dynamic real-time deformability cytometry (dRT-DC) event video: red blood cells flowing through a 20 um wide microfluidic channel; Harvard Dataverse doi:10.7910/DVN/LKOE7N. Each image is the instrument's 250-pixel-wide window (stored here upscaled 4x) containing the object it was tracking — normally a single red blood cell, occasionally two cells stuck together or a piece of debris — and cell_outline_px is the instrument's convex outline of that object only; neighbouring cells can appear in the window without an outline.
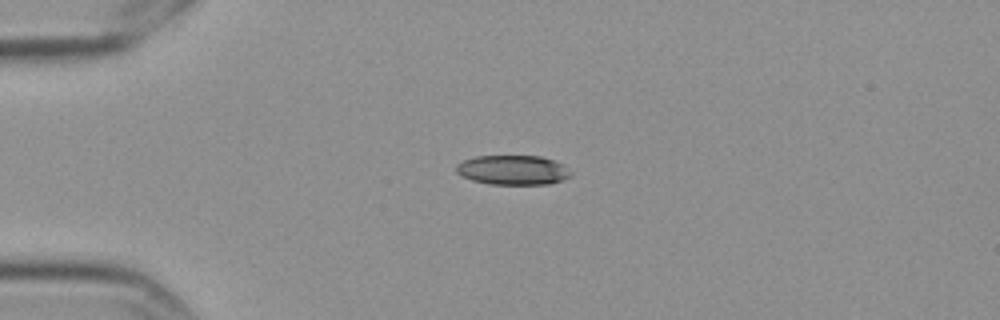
{"species": "Egyptian fruit bat (a non-hibernating species)", "species_latin": "Rousettus aegyptiacus", "temperature_condition": "cold", "stored_images_in_passage": 4, "camera_frame_rate_fps": 3000, "um_per_image_px": 0.085, "frame": {"image": 1, "passage_image": 3, "time_ms": 0.667, "image_size_px": [1000, 320], "cell_outline_px": [[572, 176], [548, 184], [488, 184], [472, 180], [456, 172], [456, 164], [464, 160], [476, 156], [540, 156], [564, 164], [572, 172]], "centroid_in_image_um": [43.61, 14.45], "position_along_channel_um": 41.4, "area_um2": 19.71}}